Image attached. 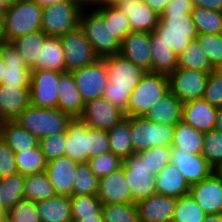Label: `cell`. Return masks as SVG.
<instances>
[{"mask_svg": "<svg viewBox=\"0 0 222 222\" xmlns=\"http://www.w3.org/2000/svg\"><path fill=\"white\" fill-rule=\"evenodd\" d=\"M59 38L65 55V72L92 65L100 59L79 27Z\"/></svg>", "mask_w": 222, "mask_h": 222, "instance_id": "cell-9", "label": "cell"}, {"mask_svg": "<svg viewBox=\"0 0 222 222\" xmlns=\"http://www.w3.org/2000/svg\"><path fill=\"white\" fill-rule=\"evenodd\" d=\"M73 195H97L99 179L86 163H78L74 174Z\"/></svg>", "mask_w": 222, "mask_h": 222, "instance_id": "cell-43", "label": "cell"}, {"mask_svg": "<svg viewBox=\"0 0 222 222\" xmlns=\"http://www.w3.org/2000/svg\"><path fill=\"white\" fill-rule=\"evenodd\" d=\"M214 70L217 71L218 73L222 74V62H220Z\"/></svg>", "mask_w": 222, "mask_h": 222, "instance_id": "cell-68", "label": "cell"}, {"mask_svg": "<svg viewBox=\"0 0 222 222\" xmlns=\"http://www.w3.org/2000/svg\"><path fill=\"white\" fill-rule=\"evenodd\" d=\"M182 107L183 103L170 91L152 106L144 117L153 123L176 125L182 121Z\"/></svg>", "mask_w": 222, "mask_h": 222, "instance_id": "cell-29", "label": "cell"}, {"mask_svg": "<svg viewBox=\"0 0 222 222\" xmlns=\"http://www.w3.org/2000/svg\"><path fill=\"white\" fill-rule=\"evenodd\" d=\"M15 160L18 172L22 175L44 172L48 163L39 145L35 148L15 153Z\"/></svg>", "mask_w": 222, "mask_h": 222, "instance_id": "cell-41", "label": "cell"}, {"mask_svg": "<svg viewBox=\"0 0 222 222\" xmlns=\"http://www.w3.org/2000/svg\"><path fill=\"white\" fill-rule=\"evenodd\" d=\"M203 99L216 108L222 107V74L210 72Z\"/></svg>", "mask_w": 222, "mask_h": 222, "instance_id": "cell-52", "label": "cell"}, {"mask_svg": "<svg viewBox=\"0 0 222 222\" xmlns=\"http://www.w3.org/2000/svg\"><path fill=\"white\" fill-rule=\"evenodd\" d=\"M47 37L40 30L28 35L19 36L11 44L18 51L25 64L31 69L37 60L40 59V52Z\"/></svg>", "mask_w": 222, "mask_h": 222, "instance_id": "cell-34", "label": "cell"}, {"mask_svg": "<svg viewBox=\"0 0 222 222\" xmlns=\"http://www.w3.org/2000/svg\"><path fill=\"white\" fill-rule=\"evenodd\" d=\"M189 195L207 215L222 214V181L214 173L190 185Z\"/></svg>", "mask_w": 222, "mask_h": 222, "instance_id": "cell-16", "label": "cell"}, {"mask_svg": "<svg viewBox=\"0 0 222 222\" xmlns=\"http://www.w3.org/2000/svg\"><path fill=\"white\" fill-rule=\"evenodd\" d=\"M104 222H140L136 203L102 205Z\"/></svg>", "mask_w": 222, "mask_h": 222, "instance_id": "cell-45", "label": "cell"}, {"mask_svg": "<svg viewBox=\"0 0 222 222\" xmlns=\"http://www.w3.org/2000/svg\"><path fill=\"white\" fill-rule=\"evenodd\" d=\"M72 119L68 113L58 108H38L29 105L14 121L40 140L66 132L67 125Z\"/></svg>", "mask_w": 222, "mask_h": 222, "instance_id": "cell-2", "label": "cell"}, {"mask_svg": "<svg viewBox=\"0 0 222 222\" xmlns=\"http://www.w3.org/2000/svg\"><path fill=\"white\" fill-rule=\"evenodd\" d=\"M78 27L100 59L119 54L120 42L111 35L107 24L91 7L82 10Z\"/></svg>", "mask_w": 222, "mask_h": 222, "instance_id": "cell-7", "label": "cell"}, {"mask_svg": "<svg viewBox=\"0 0 222 222\" xmlns=\"http://www.w3.org/2000/svg\"><path fill=\"white\" fill-rule=\"evenodd\" d=\"M207 214L188 194L176 198L173 222H203Z\"/></svg>", "mask_w": 222, "mask_h": 222, "instance_id": "cell-42", "label": "cell"}, {"mask_svg": "<svg viewBox=\"0 0 222 222\" xmlns=\"http://www.w3.org/2000/svg\"><path fill=\"white\" fill-rule=\"evenodd\" d=\"M80 3L84 8L93 7L95 0H73Z\"/></svg>", "mask_w": 222, "mask_h": 222, "instance_id": "cell-65", "label": "cell"}, {"mask_svg": "<svg viewBox=\"0 0 222 222\" xmlns=\"http://www.w3.org/2000/svg\"><path fill=\"white\" fill-rule=\"evenodd\" d=\"M18 172L13 150L0 141V178L11 176Z\"/></svg>", "mask_w": 222, "mask_h": 222, "instance_id": "cell-55", "label": "cell"}, {"mask_svg": "<svg viewBox=\"0 0 222 222\" xmlns=\"http://www.w3.org/2000/svg\"><path fill=\"white\" fill-rule=\"evenodd\" d=\"M140 222H162L172 220L176 198L153 194L136 203Z\"/></svg>", "mask_w": 222, "mask_h": 222, "instance_id": "cell-24", "label": "cell"}, {"mask_svg": "<svg viewBox=\"0 0 222 222\" xmlns=\"http://www.w3.org/2000/svg\"><path fill=\"white\" fill-rule=\"evenodd\" d=\"M158 194L179 198L189 194L190 185L173 163H168L156 175Z\"/></svg>", "mask_w": 222, "mask_h": 222, "instance_id": "cell-27", "label": "cell"}, {"mask_svg": "<svg viewBox=\"0 0 222 222\" xmlns=\"http://www.w3.org/2000/svg\"><path fill=\"white\" fill-rule=\"evenodd\" d=\"M116 7L126 15L131 31L152 32L159 23L160 16L143 0H126Z\"/></svg>", "mask_w": 222, "mask_h": 222, "instance_id": "cell-23", "label": "cell"}, {"mask_svg": "<svg viewBox=\"0 0 222 222\" xmlns=\"http://www.w3.org/2000/svg\"><path fill=\"white\" fill-rule=\"evenodd\" d=\"M217 109L203 98L187 101L183 103L182 121L204 133L215 130Z\"/></svg>", "mask_w": 222, "mask_h": 222, "instance_id": "cell-22", "label": "cell"}, {"mask_svg": "<svg viewBox=\"0 0 222 222\" xmlns=\"http://www.w3.org/2000/svg\"><path fill=\"white\" fill-rule=\"evenodd\" d=\"M131 91L127 87L112 86L108 82L103 98L108 100L113 106H116L125 113L127 117V105Z\"/></svg>", "mask_w": 222, "mask_h": 222, "instance_id": "cell-53", "label": "cell"}, {"mask_svg": "<svg viewBox=\"0 0 222 222\" xmlns=\"http://www.w3.org/2000/svg\"><path fill=\"white\" fill-rule=\"evenodd\" d=\"M97 197L102 205L132 203L123 167L99 178Z\"/></svg>", "mask_w": 222, "mask_h": 222, "instance_id": "cell-18", "label": "cell"}, {"mask_svg": "<svg viewBox=\"0 0 222 222\" xmlns=\"http://www.w3.org/2000/svg\"><path fill=\"white\" fill-rule=\"evenodd\" d=\"M25 175L19 172L0 178V210L5 213L17 201L24 199Z\"/></svg>", "mask_w": 222, "mask_h": 222, "instance_id": "cell-37", "label": "cell"}, {"mask_svg": "<svg viewBox=\"0 0 222 222\" xmlns=\"http://www.w3.org/2000/svg\"><path fill=\"white\" fill-rule=\"evenodd\" d=\"M0 132L1 140L7 144L14 153L29 150L39 145V139L14 120L0 122Z\"/></svg>", "mask_w": 222, "mask_h": 222, "instance_id": "cell-28", "label": "cell"}, {"mask_svg": "<svg viewBox=\"0 0 222 222\" xmlns=\"http://www.w3.org/2000/svg\"><path fill=\"white\" fill-rule=\"evenodd\" d=\"M39 6L46 7L48 5H52L57 2H62V1H73V0H34Z\"/></svg>", "mask_w": 222, "mask_h": 222, "instance_id": "cell-62", "label": "cell"}, {"mask_svg": "<svg viewBox=\"0 0 222 222\" xmlns=\"http://www.w3.org/2000/svg\"><path fill=\"white\" fill-rule=\"evenodd\" d=\"M171 163L178 168L189 185L204 180L214 170L201 154H190L179 148H172Z\"/></svg>", "mask_w": 222, "mask_h": 222, "instance_id": "cell-17", "label": "cell"}, {"mask_svg": "<svg viewBox=\"0 0 222 222\" xmlns=\"http://www.w3.org/2000/svg\"><path fill=\"white\" fill-rule=\"evenodd\" d=\"M0 222H6L4 214H0Z\"/></svg>", "mask_w": 222, "mask_h": 222, "instance_id": "cell-70", "label": "cell"}, {"mask_svg": "<svg viewBox=\"0 0 222 222\" xmlns=\"http://www.w3.org/2000/svg\"><path fill=\"white\" fill-rule=\"evenodd\" d=\"M195 40L206 53L210 64L215 69L222 62V33L199 34Z\"/></svg>", "mask_w": 222, "mask_h": 222, "instance_id": "cell-48", "label": "cell"}, {"mask_svg": "<svg viewBox=\"0 0 222 222\" xmlns=\"http://www.w3.org/2000/svg\"><path fill=\"white\" fill-rule=\"evenodd\" d=\"M162 222H173V220H165V221H162Z\"/></svg>", "mask_w": 222, "mask_h": 222, "instance_id": "cell-72", "label": "cell"}, {"mask_svg": "<svg viewBox=\"0 0 222 222\" xmlns=\"http://www.w3.org/2000/svg\"><path fill=\"white\" fill-rule=\"evenodd\" d=\"M194 6L222 12V0H193Z\"/></svg>", "mask_w": 222, "mask_h": 222, "instance_id": "cell-57", "label": "cell"}, {"mask_svg": "<svg viewBox=\"0 0 222 222\" xmlns=\"http://www.w3.org/2000/svg\"><path fill=\"white\" fill-rule=\"evenodd\" d=\"M77 165L78 162L65 155L48 161L45 172L56 195L73 196L74 174Z\"/></svg>", "mask_w": 222, "mask_h": 222, "instance_id": "cell-20", "label": "cell"}, {"mask_svg": "<svg viewBox=\"0 0 222 222\" xmlns=\"http://www.w3.org/2000/svg\"><path fill=\"white\" fill-rule=\"evenodd\" d=\"M41 152L48 161L64 156L66 148V132L51 135L39 140Z\"/></svg>", "mask_w": 222, "mask_h": 222, "instance_id": "cell-50", "label": "cell"}, {"mask_svg": "<svg viewBox=\"0 0 222 222\" xmlns=\"http://www.w3.org/2000/svg\"><path fill=\"white\" fill-rule=\"evenodd\" d=\"M0 51L6 69L1 85L30 87L31 69L25 64L18 51L11 43L0 42Z\"/></svg>", "mask_w": 222, "mask_h": 222, "instance_id": "cell-21", "label": "cell"}, {"mask_svg": "<svg viewBox=\"0 0 222 222\" xmlns=\"http://www.w3.org/2000/svg\"><path fill=\"white\" fill-rule=\"evenodd\" d=\"M31 70H51L65 73V55L59 37H47L40 52V59Z\"/></svg>", "mask_w": 222, "mask_h": 222, "instance_id": "cell-32", "label": "cell"}, {"mask_svg": "<svg viewBox=\"0 0 222 222\" xmlns=\"http://www.w3.org/2000/svg\"><path fill=\"white\" fill-rule=\"evenodd\" d=\"M178 68L203 72L214 70L208 56L196 40L191 41L178 55Z\"/></svg>", "mask_w": 222, "mask_h": 222, "instance_id": "cell-39", "label": "cell"}, {"mask_svg": "<svg viewBox=\"0 0 222 222\" xmlns=\"http://www.w3.org/2000/svg\"><path fill=\"white\" fill-rule=\"evenodd\" d=\"M111 152L108 132L90 128V158Z\"/></svg>", "mask_w": 222, "mask_h": 222, "instance_id": "cell-54", "label": "cell"}, {"mask_svg": "<svg viewBox=\"0 0 222 222\" xmlns=\"http://www.w3.org/2000/svg\"><path fill=\"white\" fill-rule=\"evenodd\" d=\"M107 132L111 153L122 160L134 154L130 138V117L123 118Z\"/></svg>", "mask_w": 222, "mask_h": 222, "instance_id": "cell-35", "label": "cell"}, {"mask_svg": "<svg viewBox=\"0 0 222 222\" xmlns=\"http://www.w3.org/2000/svg\"><path fill=\"white\" fill-rule=\"evenodd\" d=\"M210 72L177 68L169 78L170 91L182 102L201 99Z\"/></svg>", "mask_w": 222, "mask_h": 222, "instance_id": "cell-12", "label": "cell"}, {"mask_svg": "<svg viewBox=\"0 0 222 222\" xmlns=\"http://www.w3.org/2000/svg\"><path fill=\"white\" fill-rule=\"evenodd\" d=\"M63 73L51 70H31L30 105L38 108H58V82Z\"/></svg>", "mask_w": 222, "mask_h": 222, "instance_id": "cell-10", "label": "cell"}, {"mask_svg": "<svg viewBox=\"0 0 222 222\" xmlns=\"http://www.w3.org/2000/svg\"><path fill=\"white\" fill-rule=\"evenodd\" d=\"M191 15L198 35L222 33V12L194 6Z\"/></svg>", "mask_w": 222, "mask_h": 222, "instance_id": "cell-40", "label": "cell"}, {"mask_svg": "<svg viewBox=\"0 0 222 222\" xmlns=\"http://www.w3.org/2000/svg\"><path fill=\"white\" fill-rule=\"evenodd\" d=\"M125 117L122 110L102 97L85 103L78 119L90 128L108 131Z\"/></svg>", "mask_w": 222, "mask_h": 222, "instance_id": "cell-13", "label": "cell"}, {"mask_svg": "<svg viewBox=\"0 0 222 222\" xmlns=\"http://www.w3.org/2000/svg\"><path fill=\"white\" fill-rule=\"evenodd\" d=\"M126 0H95L93 7H116Z\"/></svg>", "mask_w": 222, "mask_h": 222, "instance_id": "cell-59", "label": "cell"}, {"mask_svg": "<svg viewBox=\"0 0 222 222\" xmlns=\"http://www.w3.org/2000/svg\"><path fill=\"white\" fill-rule=\"evenodd\" d=\"M203 222H222V214L207 215Z\"/></svg>", "mask_w": 222, "mask_h": 222, "instance_id": "cell-63", "label": "cell"}, {"mask_svg": "<svg viewBox=\"0 0 222 222\" xmlns=\"http://www.w3.org/2000/svg\"><path fill=\"white\" fill-rule=\"evenodd\" d=\"M33 1V0H8V2Z\"/></svg>", "mask_w": 222, "mask_h": 222, "instance_id": "cell-71", "label": "cell"}, {"mask_svg": "<svg viewBox=\"0 0 222 222\" xmlns=\"http://www.w3.org/2000/svg\"><path fill=\"white\" fill-rule=\"evenodd\" d=\"M24 199L39 202L56 196L46 172L25 175Z\"/></svg>", "mask_w": 222, "mask_h": 222, "instance_id": "cell-36", "label": "cell"}, {"mask_svg": "<svg viewBox=\"0 0 222 222\" xmlns=\"http://www.w3.org/2000/svg\"><path fill=\"white\" fill-rule=\"evenodd\" d=\"M107 70L108 79L112 86L127 87L130 91L140 83L146 73L120 54L101 58Z\"/></svg>", "mask_w": 222, "mask_h": 222, "instance_id": "cell-14", "label": "cell"}, {"mask_svg": "<svg viewBox=\"0 0 222 222\" xmlns=\"http://www.w3.org/2000/svg\"><path fill=\"white\" fill-rule=\"evenodd\" d=\"M119 54L146 72H152L150 32L131 31L120 43Z\"/></svg>", "mask_w": 222, "mask_h": 222, "instance_id": "cell-15", "label": "cell"}, {"mask_svg": "<svg viewBox=\"0 0 222 222\" xmlns=\"http://www.w3.org/2000/svg\"><path fill=\"white\" fill-rule=\"evenodd\" d=\"M215 130L222 133V107L217 109Z\"/></svg>", "mask_w": 222, "mask_h": 222, "instance_id": "cell-61", "label": "cell"}, {"mask_svg": "<svg viewBox=\"0 0 222 222\" xmlns=\"http://www.w3.org/2000/svg\"><path fill=\"white\" fill-rule=\"evenodd\" d=\"M83 9L76 1H62L43 7L41 31L49 37H61L78 27Z\"/></svg>", "mask_w": 222, "mask_h": 222, "instance_id": "cell-6", "label": "cell"}, {"mask_svg": "<svg viewBox=\"0 0 222 222\" xmlns=\"http://www.w3.org/2000/svg\"><path fill=\"white\" fill-rule=\"evenodd\" d=\"M8 0H0V13L2 14L4 9L7 7L8 5Z\"/></svg>", "mask_w": 222, "mask_h": 222, "instance_id": "cell-67", "label": "cell"}, {"mask_svg": "<svg viewBox=\"0 0 222 222\" xmlns=\"http://www.w3.org/2000/svg\"><path fill=\"white\" fill-rule=\"evenodd\" d=\"M174 126L153 123L144 116L130 117V138L134 153L156 146L171 147Z\"/></svg>", "mask_w": 222, "mask_h": 222, "instance_id": "cell-5", "label": "cell"}, {"mask_svg": "<svg viewBox=\"0 0 222 222\" xmlns=\"http://www.w3.org/2000/svg\"><path fill=\"white\" fill-rule=\"evenodd\" d=\"M213 167L222 162V133L211 130L204 133L201 154Z\"/></svg>", "mask_w": 222, "mask_h": 222, "instance_id": "cell-49", "label": "cell"}, {"mask_svg": "<svg viewBox=\"0 0 222 222\" xmlns=\"http://www.w3.org/2000/svg\"><path fill=\"white\" fill-rule=\"evenodd\" d=\"M72 221L73 222H104L101 212L95 217H83L82 219L72 220Z\"/></svg>", "mask_w": 222, "mask_h": 222, "instance_id": "cell-60", "label": "cell"}, {"mask_svg": "<svg viewBox=\"0 0 222 222\" xmlns=\"http://www.w3.org/2000/svg\"><path fill=\"white\" fill-rule=\"evenodd\" d=\"M64 155L78 163H86L90 159V127L78 118L67 125Z\"/></svg>", "mask_w": 222, "mask_h": 222, "instance_id": "cell-19", "label": "cell"}, {"mask_svg": "<svg viewBox=\"0 0 222 222\" xmlns=\"http://www.w3.org/2000/svg\"><path fill=\"white\" fill-rule=\"evenodd\" d=\"M204 132L187 125L183 121L174 126L172 148H179L190 154H202Z\"/></svg>", "mask_w": 222, "mask_h": 222, "instance_id": "cell-33", "label": "cell"}, {"mask_svg": "<svg viewBox=\"0 0 222 222\" xmlns=\"http://www.w3.org/2000/svg\"><path fill=\"white\" fill-rule=\"evenodd\" d=\"M193 8V0H171L164 12L191 13Z\"/></svg>", "mask_w": 222, "mask_h": 222, "instance_id": "cell-56", "label": "cell"}, {"mask_svg": "<svg viewBox=\"0 0 222 222\" xmlns=\"http://www.w3.org/2000/svg\"><path fill=\"white\" fill-rule=\"evenodd\" d=\"M170 92L167 75L146 72L130 93L127 117L144 116L152 106Z\"/></svg>", "mask_w": 222, "mask_h": 222, "instance_id": "cell-3", "label": "cell"}, {"mask_svg": "<svg viewBox=\"0 0 222 222\" xmlns=\"http://www.w3.org/2000/svg\"><path fill=\"white\" fill-rule=\"evenodd\" d=\"M122 167L132 194V203L157 193L156 176L146 165V150L129 155L123 160Z\"/></svg>", "mask_w": 222, "mask_h": 222, "instance_id": "cell-8", "label": "cell"}, {"mask_svg": "<svg viewBox=\"0 0 222 222\" xmlns=\"http://www.w3.org/2000/svg\"><path fill=\"white\" fill-rule=\"evenodd\" d=\"M5 69H6V66H5L3 57L1 55V51H0V85L2 84L3 79H4Z\"/></svg>", "mask_w": 222, "mask_h": 222, "instance_id": "cell-64", "label": "cell"}, {"mask_svg": "<svg viewBox=\"0 0 222 222\" xmlns=\"http://www.w3.org/2000/svg\"><path fill=\"white\" fill-rule=\"evenodd\" d=\"M42 7L33 1L9 2L2 13V40L11 43L22 35L41 30Z\"/></svg>", "mask_w": 222, "mask_h": 222, "instance_id": "cell-1", "label": "cell"}, {"mask_svg": "<svg viewBox=\"0 0 222 222\" xmlns=\"http://www.w3.org/2000/svg\"><path fill=\"white\" fill-rule=\"evenodd\" d=\"M4 216L6 222H41L36 202L21 199L9 208Z\"/></svg>", "mask_w": 222, "mask_h": 222, "instance_id": "cell-46", "label": "cell"}, {"mask_svg": "<svg viewBox=\"0 0 222 222\" xmlns=\"http://www.w3.org/2000/svg\"><path fill=\"white\" fill-rule=\"evenodd\" d=\"M155 13L161 16L171 0H143Z\"/></svg>", "mask_w": 222, "mask_h": 222, "instance_id": "cell-58", "label": "cell"}, {"mask_svg": "<svg viewBox=\"0 0 222 222\" xmlns=\"http://www.w3.org/2000/svg\"><path fill=\"white\" fill-rule=\"evenodd\" d=\"M213 173L222 181V162L214 167Z\"/></svg>", "mask_w": 222, "mask_h": 222, "instance_id": "cell-66", "label": "cell"}, {"mask_svg": "<svg viewBox=\"0 0 222 222\" xmlns=\"http://www.w3.org/2000/svg\"><path fill=\"white\" fill-rule=\"evenodd\" d=\"M57 90L59 95L58 109L68 113L73 119L79 118L85 103L71 72H65L60 76Z\"/></svg>", "mask_w": 222, "mask_h": 222, "instance_id": "cell-26", "label": "cell"}, {"mask_svg": "<svg viewBox=\"0 0 222 222\" xmlns=\"http://www.w3.org/2000/svg\"><path fill=\"white\" fill-rule=\"evenodd\" d=\"M71 73L84 103L103 97L109 79L102 59Z\"/></svg>", "mask_w": 222, "mask_h": 222, "instance_id": "cell-11", "label": "cell"}, {"mask_svg": "<svg viewBox=\"0 0 222 222\" xmlns=\"http://www.w3.org/2000/svg\"><path fill=\"white\" fill-rule=\"evenodd\" d=\"M154 32L177 56L198 36L191 13L163 12Z\"/></svg>", "mask_w": 222, "mask_h": 222, "instance_id": "cell-4", "label": "cell"}, {"mask_svg": "<svg viewBox=\"0 0 222 222\" xmlns=\"http://www.w3.org/2000/svg\"><path fill=\"white\" fill-rule=\"evenodd\" d=\"M107 24L111 35L120 43L131 32L129 20L117 7H91Z\"/></svg>", "mask_w": 222, "mask_h": 222, "instance_id": "cell-38", "label": "cell"}, {"mask_svg": "<svg viewBox=\"0 0 222 222\" xmlns=\"http://www.w3.org/2000/svg\"><path fill=\"white\" fill-rule=\"evenodd\" d=\"M2 40V14L0 13V42Z\"/></svg>", "mask_w": 222, "mask_h": 222, "instance_id": "cell-69", "label": "cell"}, {"mask_svg": "<svg viewBox=\"0 0 222 222\" xmlns=\"http://www.w3.org/2000/svg\"><path fill=\"white\" fill-rule=\"evenodd\" d=\"M29 88L0 85V122L14 120L30 105Z\"/></svg>", "mask_w": 222, "mask_h": 222, "instance_id": "cell-25", "label": "cell"}, {"mask_svg": "<svg viewBox=\"0 0 222 222\" xmlns=\"http://www.w3.org/2000/svg\"><path fill=\"white\" fill-rule=\"evenodd\" d=\"M70 199L72 220L95 217L102 211V203L97 195H73Z\"/></svg>", "mask_w": 222, "mask_h": 222, "instance_id": "cell-44", "label": "cell"}, {"mask_svg": "<svg viewBox=\"0 0 222 222\" xmlns=\"http://www.w3.org/2000/svg\"><path fill=\"white\" fill-rule=\"evenodd\" d=\"M172 147L156 146L146 150V165L156 175L171 163Z\"/></svg>", "mask_w": 222, "mask_h": 222, "instance_id": "cell-51", "label": "cell"}, {"mask_svg": "<svg viewBox=\"0 0 222 222\" xmlns=\"http://www.w3.org/2000/svg\"><path fill=\"white\" fill-rule=\"evenodd\" d=\"M152 72L169 76L178 68L177 54L154 31L150 32Z\"/></svg>", "mask_w": 222, "mask_h": 222, "instance_id": "cell-31", "label": "cell"}, {"mask_svg": "<svg viewBox=\"0 0 222 222\" xmlns=\"http://www.w3.org/2000/svg\"><path fill=\"white\" fill-rule=\"evenodd\" d=\"M41 222H73L70 196L56 195L36 202Z\"/></svg>", "mask_w": 222, "mask_h": 222, "instance_id": "cell-30", "label": "cell"}, {"mask_svg": "<svg viewBox=\"0 0 222 222\" xmlns=\"http://www.w3.org/2000/svg\"><path fill=\"white\" fill-rule=\"evenodd\" d=\"M87 164L91 171L99 179L121 168L123 160L109 152L99 156L91 157L87 161Z\"/></svg>", "mask_w": 222, "mask_h": 222, "instance_id": "cell-47", "label": "cell"}]
</instances>
